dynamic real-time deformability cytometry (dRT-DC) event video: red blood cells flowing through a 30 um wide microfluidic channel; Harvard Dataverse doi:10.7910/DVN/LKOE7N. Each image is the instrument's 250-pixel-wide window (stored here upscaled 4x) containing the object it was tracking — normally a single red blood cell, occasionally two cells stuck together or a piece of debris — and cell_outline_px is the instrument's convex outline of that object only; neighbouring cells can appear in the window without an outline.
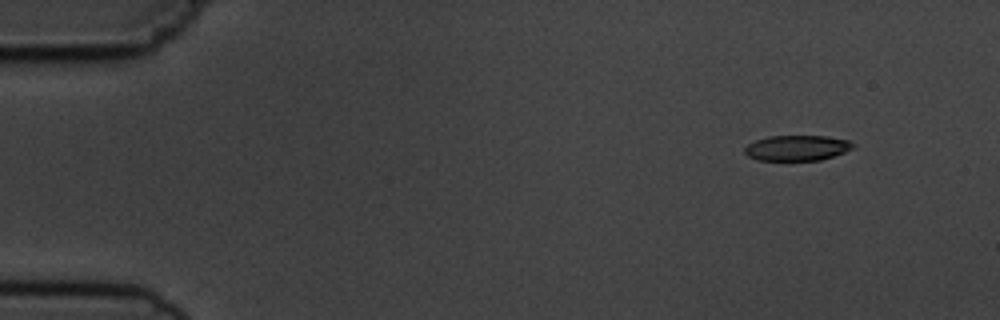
{"species": "common noctule bat (a hibernating species)", "species_latin": "Nyctalus noctula", "temperature_condition": "cold", "stored_images_in_passage": 4, "camera_frame_rate_fps": 3000, "um_per_image_px": 0.085, "animal": {"sex": "male", "body_mass_g": 19.5, "forearm_length_mm": 54.6}, "frame": {"image": 1, "passage_image": 1, "time_ms": 0.0, "image_size_px": [1000, 320], "cell_outline_px": [[856, 148], [820, 160], [756, 160], [748, 156], [744, 152], [744, 148], [748, 144], [756, 140], [768, 136], [828, 136], [848, 140], [856, 144]], "centroid_in_image_um": [67.77, 12.57], "position_along_channel_um": 17.2, "area_um2": 16.13}}
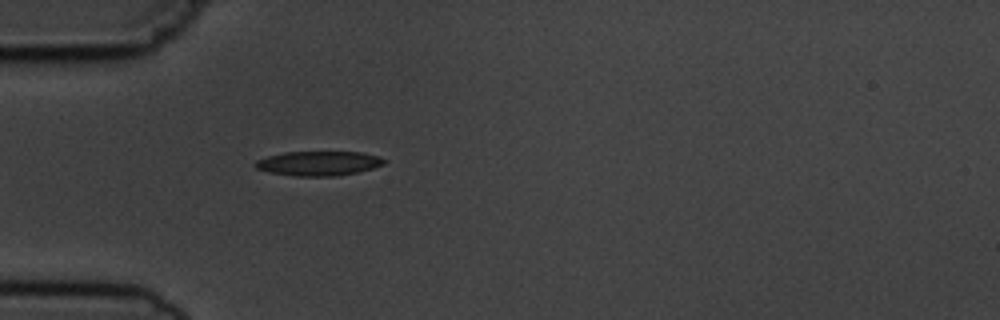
{"frame": {"image": 2, "passage_image": 4, "time_ms": 3.667, "image_size_px": [1000, 320], "cell_outline_px": [[388, 160], [384, 164], [372, 168], [356, 172], [336, 176], [296, 176], [268, 172], [256, 168], [252, 164], [256, 160], [268, 156], [284, 152], [360, 152], [380, 156]], "centroid_in_image_um": [27.07, 13.88], "position_along_channel_um": 57.9, "area_um2": 18.44}}